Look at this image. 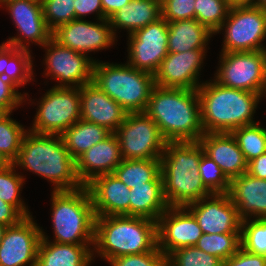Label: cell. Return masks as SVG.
<instances>
[{"instance_id": "6da1fadb", "label": "cell", "mask_w": 266, "mask_h": 266, "mask_svg": "<svg viewBox=\"0 0 266 266\" xmlns=\"http://www.w3.org/2000/svg\"><path fill=\"white\" fill-rule=\"evenodd\" d=\"M145 112L167 142H196L204 134L197 89L155 85Z\"/></svg>"}, {"instance_id": "7a4b0ae2", "label": "cell", "mask_w": 266, "mask_h": 266, "mask_svg": "<svg viewBox=\"0 0 266 266\" xmlns=\"http://www.w3.org/2000/svg\"><path fill=\"white\" fill-rule=\"evenodd\" d=\"M14 166L29 170L53 184V191L75 190L83 185L60 134H38L27 131L22 139ZM55 186V187H54Z\"/></svg>"}, {"instance_id": "3957f363", "label": "cell", "mask_w": 266, "mask_h": 266, "mask_svg": "<svg viewBox=\"0 0 266 266\" xmlns=\"http://www.w3.org/2000/svg\"><path fill=\"white\" fill-rule=\"evenodd\" d=\"M197 90L204 133H231L257 123L253 117L262 100L261 94L228 88L214 79L202 82Z\"/></svg>"}, {"instance_id": "277c9868", "label": "cell", "mask_w": 266, "mask_h": 266, "mask_svg": "<svg viewBox=\"0 0 266 266\" xmlns=\"http://www.w3.org/2000/svg\"><path fill=\"white\" fill-rule=\"evenodd\" d=\"M203 152L198 141L167 142L160 161L169 207H186L212 194L202 183L198 169Z\"/></svg>"}, {"instance_id": "5b68a950", "label": "cell", "mask_w": 266, "mask_h": 266, "mask_svg": "<svg viewBox=\"0 0 266 266\" xmlns=\"http://www.w3.org/2000/svg\"><path fill=\"white\" fill-rule=\"evenodd\" d=\"M157 247L156 221L126 215L95 217L93 260L98 255L108 262L124 255L150 252Z\"/></svg>"}, {"instance_id": "8992f818", "label": "cell", "mask_w": 266, "mask_h": 266, "mask_svg": "<svg viewBox=\"0 0 266 266\" xmlns=\"http://www.w3.org/2000/svg\"><path fill=\"white\" fill-rule=\"evenodd\" d=\"M51 202L52 242L94 245L95 214L88 188L54 190Z\"/></svg>"}, {"instance_id": "52a82bcc", "label": "cell", "mask_w": 266, "mask_h": 266, "mask_svg": "<svg viewBox=\"0 0 266 266\" xmlns=\"http://www.w3.org/2000/svg\"><path fill=\"white\" fill-rule=\"evenodd\" d=\"M92 82L128 113L145 112L155 87L151 73L138 70L128 63L98 60L93 64Z\"/></svg>"}, {"instance_id": "ba28073f", "label": "cell", "mask_w": 266, "mask_h": 266, "mask_svg": "<svg viewBox=\"0 0 266 266\" xmlns=\"http://www.w3.org/2000/svg\"><path fill=\"white\" fill-rule=\"evenodd\" d=\"M214 80L222 86L266 95V50L221 52Z\"/></svg>"}, {"instance_id": "9c48e42d", "label": "cell", "mask_w": 266, "mask_h": 266, "mask_svg": "<svg viewBox=\"0 0 266 266\" xmlns=\"http://www.w3.org/2000/svg\"><path fill=\"white\" fill-rule=\"evenodd\" d=\"M220 31H225L221 52L266 50L265 43H262L266 40V9L233 6L215 34Z\"/></svg>"}, {"instance_id": "30bf717a", "label": "cell", "mask_w": 266, "mask_h": 266, "mask_svg": "<svg viewBox=\"0 0 266 266\" xmlns=\"http://www.w3.org/2000/svg\"><path fill=\"white\" fill-rule=\"evenodd\" d=\"M37 102L33 133L61 135L81 119L80 88L53 86Z\"/></svg>"}, {"instance_id": "8fae6325", "label": "cell", "mask_w": 266, "mask_h": 266, "mask_svg": "<svg viewBox=\"0 0 266 266\" xmlns=\"http://www.w3.org/2000/svg\"><path fill=\"white\" fill-rule=\"evenodd\" d=\"M114 133L123 159H160L167 144L146 112L128 113Z\"/></svg>"}, {"instance_id": "7c38bea8", "label": "cell", "mask_w": 266, "mask_h": 266, "mask_svg": "<svg viewBox=\"0 0 266 266\" xmlns=\"http://www.w3.org/2000/svg\"><path fill=\"white\" fill-rule=\"evenodd\" d=\"M43 48L46 49L44 75L57 81L54 87L80 88L92 82L94 62L89 57L60 45L53 38Z\"/></svg>"}, {"instance_id": "4fadbf2b", "label": "cell", "mask_w": 266, "mask_h": 266, "mask_svg": "<svg viewBox=\"0 0 266 266\" xmlns=\"http://www.w3.org/2000/svg\"><path fill=\"white\" fill-rule=\"evenodd\" d=\"M127 63L155 74L168 52V22L164 18L148 24L128 35Z\"/></svg>"}, {"instance_id": "5bb4252c", "label": "cell", "mask_w": 266, "mask_h": 266, "mask_svg": "<svg viewBox=\"0 0 266 266\" xmlns=\"http://www.w3.org/2000/svg\"><path fill=\"white\" fill-rule=\"evenodd\" d=\"M52 38L60 45L86 55L93 62L96 59L88 56V53L107 49L117 41L109 19L97 20L96 23L75 19L53 30Z\"/></svg>"}, {"instance_id": "9a60e30c", "label": "cell", "mask_w": 266, "mask_h": 266, "mask_svg": "<svg viewBox=\"0 0 266 266\" xmlns=\"http://www.w3.org/2000/svg\"><path fill=\"white\" fill-rule=\"evenodd\" d=\"M41 228L32 216L8 226L0 242V266H36Z\"/></svg>"}, {"instance_id": "2e32d148", "label": "cell", "mask_w": 266, "mask_h": 266, "mask_svg": "<svg viewBox=\"0 0 266 266\" xmlns=\"http://www.w3.org/2000/svg\"><path fill=\"white\" fill-rule=\"evenodd\" d=\"M9 11L17 36L7 39L6 44L18 49L30 50V42L43 46L52 38V31L48 28L43 16L42 4L33 0H15L4 4Z\"/></svg>"}, {"instance_id": "e0dca14e", "label": "cell", "mask_w": 266, "mask_h": 266, "mask_svg": "<svg viewBox=\"0 0 266 266\" xmlns=\"http://www.w3.org/2000/svg\"><path fill=\"white\" fill-rule=\"evenodd\" d=\"M202 233H241L242 219L228 193H212L186 206Z\"/></svg>"}, {"instance_id": "ac0fdd59", "label": "cell", "mask_w": 266, "mask_h": 266, "mask_svg": "<svg viewBox=\"0 0 266 266\" xmlns=\"http://www.w3.org/2000/svg\"><path fill=\"white\" fill-rule=\"evenodd\" d=\"M202 234L186 207H168L157 221L158 249L166 257L179 248L195 246Z\"/></svg>"}, {"instance_id": "d6986e66", "label": "cell", "mask_w": 266, "mask_h": 266, "mask_svg": "<svg viewBox=\"0 0 266 266\" xmlns=\"http://www.w3.org/2000/svg\"><path fill=\"white\" fill-rule=\"evenodd\" d=\"M206 53V49H194L180 53L169 52L154 74L155 85L198 89L202 84L199 82V75Z\"/></svg>"}, {"instance_id": "ffe728a7", "label": "cell", "mask_w": 266, "mask_h": 266, "mask_svg": "<svg viewBox=\"0 0 266 266\" xmlns=\"http://www.w3.org/2000/svg\"><path fill=\"white\" fill-rule=\"evenodd\" d=\"M80 98L81 119L104 126L112 133L119 128L128 114L93 82L80 87Z\"/></svg>"}, {"instance_id": "44dd1931", "label": "cell", "mask_w": 266, "mask_h": 266, "mask_svg": "<svg viewBox=\"0 0 266 266\" xmlns=\"http://www.w3.org/2000/svg\"><path fill=\"white\" fill-rule=\"evenodd\" d=\"M95 217L129 216L131 190L113 173L95 177L86 185Z\"/></svg>"}, {"instance_id": "7402d4cb", "label": "cell", "mask_w": 266, "mask_h": 266, "mask_svg": "<svg viewBox=\"0 0 266 266\" xmlns=\"http://www.w3.org/2000/svg\"><path fill=\"white\" fill-rule=\"evenodd\" d=\"M122 160L119 140L115 133H111L75 160L76 174L86 186L95 177L113 173Z\"/></svg>"}, {"instance_id": "603a6c76", "label": "cell", "mask_w": 266, "mask_h": 266, "mask_svg": "<svg viewBox=\"0 0 266 266\" xmlns=\"http://www.w3.org/2000/svg\"><path fill=\"white\" fill-rule=\"evenodd\" d=\"M228 194L242 220L266 218V179L243 173L230 181Z\"/></svg>"}, {"instance_id": "cb8c5ba5", "label": "cell", "mask_w": 266, "mask_h": 266, "mask_svg": "<svg viewBox=\"0 0 266 266\" xmlns=\"http://www.w3.org/2000/svg\"><path fill=\"white\" fill-rule=\"evenodd\" d=\"M198 142L230 181L247 172L248 162L231 133H204Z\"/></svg>"}, {"instance_id": "d4e9b609", "label": "cell", "mask_w": 266, "mask_h": 266, "mask_svg": "<svg viewBox=\"0 0 266 266\" xmlns=\"http://www.w3.org/2000/svg\"><path fill=\"white\" fill-rule=\"evenodd\" d=\"M91 248L93 245L51 242L41 227L36 266H90L93 261Z\"/></svg>"}, {"instance_id": "484cf974", "label": "cell", "mask_w": 266, "mask_h": 266, "mask_svg": "<svg viewBox=\"0 0 266 266\" xmlns=\"http://www.w3.org/2000/svg\"><path fill=\"white\" fill-rule=\"evenodd\" d=\"M129 216L147 218L158 221L169 207L163 188L160 173L153 181L130 188Z\"/></svg>"}, {"instance_id": "4316f807", "label": "cell", "mask_w": 266, "mask_h": 266, "mask_svg": "<svg viewBox=\"0 0 266 266\" xmlns=\"http://www.w3.org/2000/svg\"><path fill=\"white\" fill-rule=\"evenodd\" d=\"M161 18V0H131L110 18L113 33L126 29L127 34L147 26Z\"/></svg>"}, {"instance_id": "83f0119b", "label": "cell", "mask_w": 266, "mask_h": 266, "mask_svg": "<svg viewBox=\"0 0 266 266\" xmlns=\"http://www.w3.org/2000/svg\"><path fill=\"white\" fill-rule=\"evenodd\" d=\"M213 35L215 34L196 19L168 22V52L207 49L206 46Z\"/></svg>"}, {"instance_id": "f1b7e54d", "label": "cell", "mask_w": 266, "mask_h": 266, "mask_svg": "<svg viewBox=\"0 0 266 266\" xmlns=\"http://www.w3.org/2000/svg\"><path fill=\"white\" fill-rule=\"evenodd\" d=\"M30 50L18 49L4 42L0 45V75L17 88L31 82L34 77Z\"/></svg>"}, {"instance_id": "f546056e", "label": "cell", "mask_w": 266, "mask_h": 266, "mask_svg": "<svg viewBox=\"0 0 266 266\" xmlns=\"http://www.w3.org/2000/svg\"><path fill=\"white\" fill-rule=\"evenodd\" d=\"M111 133L112 132L104 126L80 119L65 130L61 134V137L65 144V148L68 150L71 157L76 160L89 148L103 141Z\"/></svg>"}, {"instance_id": "4dcf8cb0", "label": "cell", "mask_w": 266, "mask_h": 266, "mask_svg": "<svg viewBox=\"0 0 266 266\" xmlns=\"http://www.w3.org/2000/svg\"><path fill=\"white\" fill-rule=\"evenodd\" d=\"M160 173V159H123L113 171V174L128 188L145 185Z\"/></svg>"}, {"instance_id": "1f68e13d", "label": "cell", "mask_w": 266, "mask_h": 266, "mask_svg": "<svg viewBox=\"0 0 266 266\" xmlns=\"http://www.w3.org/2000/svg\"><path fill=\"white\" fill-rule=\"evenodd\" d=\"M15 168L13 163L0 168V199L13 205L24 217H29L32 215L20 195L25 178L16 173Z\"/></svg>"}, {"instance_id": "d6a6232c", "label": "cell", "mask_w": 266, "mask_h": 266, "mask_svg": "<svg viewBox=\"0 0 266 266\" xmlns=\"http://www.w3.org/2000/svg\"><path fill=\"white\" fill-rule=\"evenodd\" d=\"M260 124L258 121L231 132L247 162L266 153V128Z\"/></svg>"}, {"instance_id": "836d02e7", "label": "cell", "mask_w": 266, "mask_h": 266, "mask_svg": "<svg viewBox=\"0 0 266 266\" xmlns=\"http://www.w3.org/2000/svg\"><path fill=\"white\" fill-rule=\"evenodd\" d=\"M195 246L208 254L218 257L224 262L241 247V233H203Z\"/></svg>"}, {"instance_id": "e575fe53", "label": "cell", "mask_w": 266, "mask_h": 266, "mask_svg": "<svg viewBox=\"0 0 266 266\" xmlns=\"http://www.w3.org/2000/svg\"><path fill=\"white\" fill-rule=\"evenodd\" d=\"M12 112L0 118V151L12 163L18 156L22 139L28 129L10 117Z\"/></svg>"}, {"instance_id": "d590c367", "label": "cell", "mask_w": 266, "mask_h": 266, "mask_svg": "<svg viewBox=\"0 0 266 266\" xmlns=\"http://www.w3.org/2000/svg\"><path fill=\"white\" fill-rule=\"evenodd\" d=\"M195 19L216 33L228 16L231 6L225 0H195Z\"/></svg>"}, {"instance_id": "8d00e7d4", "label": "cell", "mask_w": 266, "mask_h": 266, "mask_svg": "<svg viewBox=\"0 0 266 266\" xmlns=\"http://www.w3.org/2000/svg\"><path fill=\"white\" fill-rule=\"evenodd\" d=\"M241 247L248 252L266 256V218L242 220Z\"/></svg>"}, {"instance_id": "74e56055", "label": "cell", "mask_w": 266, "mask_h": 266, "mask_svg": "<svg viewBox=\"0 0 266 266\" xmlns=\"http://www.w3.org/2000/svg\"><path fill=\"white\" fill-rule=\"evenodd\" d=\"M167 266H224V262L196 246H189L173 251L167 257Z\"/></svg>"}, {"instance_id": "f35d334b", "label": "cell", "mask_w": 266, "mask_h": 266, "mask_svg": "<svg viewBox=\"0 0 266 266\" xmlns=\"http://www.w3.org/2000/svg\"><path fill=\"white\" fill-rule=\"evenodd\" d=\"M41 4L43 16L51 31L75 20V0H41Z\"/></svg>"}, {"instance_id": "ab89813d", "label": "cell", "mask_w": 266, "mask_h": 266, "mask_svg": "<svg viewBox=\"0 0 266 266\" xmlns=\"http://www.w3.org/2000/svg\"><path fill=\"white\" fill-rule=\"evenodd\" d=\"M202 183L211 193H228L230 180L225 176L218 164L204 152L199 164Z\"/></svg>"}, {"instance_id": "60d3db41", "label": "cell", "mask_w": 266, "mask_h": 266, "mask_svg": "<svg viewBox=\"0 0 266 266\" xmlns=\"http://www.w3.org/2000/svg\"><path fill=\"white\" fill-rule=\"evenodd\" d=\"M107 263L111 266H167V257L157 247L146 253L120 256Z\"/></svg>"}, {"instance_id": "b9f144b4", "label": "cell", "mask_w": 266, "mask_h": 266, "mask_svg": "<svg viewBox=\"0 0 266 266\" xmlns=\"http://www.w3.org/2000/svg\"><path fill=\"white\" fill-rule=\"evenodd\" d=\"M195 0H161V17L167 22L195 19Z\"/></svg>"}, {"instance_id": "7bdbcfd3", "label": "cell", "mask_w": 266, "mask_h": 266, "mask_svg": "<svg viewBox=\"0 0 266 266\" xmlns=\"http://www.w3.org/2000/svg\"><path fill=\"white\" fill-rule=\"evenodd\" d=\"M28 93L21 94L17 87L0 75V108L5 112H13L28 99Z\"/></svg>"}, {"instance_id": "ee69618b", "label": "cell", "mask_w": 266, "mask_h": 266, "mask_svg": "<svg viewBox=\"0 0 266 266\" xmlns=\"http://www.w3.org/2000/svg\"><path fill=\"white\" fill-rule=\"evenodd\" d=\"M224 266H266V256L248 252L240 247L224 261Z\"/></svg>"}, {"instance_id": "f6af8a7d", "label": "cell", "mask_w": 266, "mask_h": 266, "mask_svg": "<svg viewBox=\"0 0 266 266\" xmlns=\"http://www.w3.org/2000/svg\"><path fill=\"white\" fill-rule=\"evenodd\" d=\"M75 19H83L88 14H96L97 20L104 19L101 0H75Z\"/></svg>"}, {"instance_id": "bcb514c9", "label": "cell", "mask_w": 266, "mask_h": 266, "mask_svg": "<svg viewBox=\"0 0 266 266\" xmlns=\"http://www.w3.org/2000/svg\"><path fill=\"white\" fill-rule=\"evenodd\" d=\"M25 218L13 205L0 199V223L5 226H14Z\"/></svg>"}, {"instance_id": "7dc6e473", "label": "cell", "mask_w": 266, "mask_h": 266, "mask_svg": "<svg viewBox=\"0 0 266 266\" xmlns=\"http://www.w3.org/2000/svg\"><path fill=\"white\" fill-rule=\"evenodd\" d=\"M246 173L259 179H266V153L249 161Z\"/></svg>"}, {"instance_id": "c3c4849f", "label": "cell", "mask_w": 266, "mask_h": 266, "mask_svg": "<svg viewBox=\"0 0 266 266\" xmlns=\"http://www.w3.org/2000/svg\"><path fill=\"white\" fill-rule=\"evenodd\" d=\"M130 1L131 0H101L104 19H109L116 11L126 4H129Z\"/></svg>"}, {"instance_id": "681fc988", "label": "cell", "mask_w": 266, "mask_h": 266, "mask_svg": "<svg viewBox=\"0 0 266 266\" xmlns=\"http://www.w3.org/2000/svg\"><path fill=\"white\" fill-rule=\"evenodd\" d=\"M231 7L233 6H254V0H225Z\"/></svg>"}, {"instance_id": "f907efd6", "label": "cell", "mask_w": 266, "mask_h": 266, "mask_svg": "<svg viewBox=\"0 0 266 266\" xmlns=\"http://www.w3.org/2000/svg\"><path fill=\"white\" fill-rule=\"evenodd\" d=\"M11 162L0 151V168L9 165Z\"/></svg>"}, {"instance_id": "816d5d0a", "label": "cell", "mask_w": 266, "mask_h": 266, "mask_svg": "<svg viewBox=\"0 0 266 266\" xmlns=\"http://www.w3.org/2000/svg\"><path fill=\"white\" fill-rule=\"evenodd\" d=\"M254 6L266 9V0H254Z\"/></svg>"}, {"instance_id": "f5cc1de1", "label": "cell", "mask_w": 266, "mask_h": 266, "mask_svg": "<svg viewBox=\"0 0 266 266\" xmlns=\"http://www.w3.org/2000/svg\"><path fill=\"white\" fill-rule=\"evenodd\" d=\"M6 228H7V226H5L4 224L0 223V242H1L2 238H3V235H4V232H5Z\"/></svg>"}, {"instance_id": "db71d44e", "label": "cell", "mask_w": 266, "mask_h": 266, "mask_svg": "<svg viewBox=\"0 0 266 266\" xmlns=\"http://www.w3.org/2000/svg\"><path fill=\"white\" fill-rule=\"evenodd\" d=\"M11 1H15V0H0V5H1V7H2V5H4L5 3H7V2H11ZM33 1L41 2V0H33Z\"/></svg>"}, {"instance_id": "11a10c76", "label": "cell", "mask_w": 266, "mask_h": 266, "mask_svg": "<svg viewBox=\"0 0 266 266\" xmlns=\"http://www.w3.org/2000/svg\"><path fill=\"white\" fill-rule=\"evenodd\" d=\"M5 114V112L0 108V118Z\"/></svg>"}]
</instances>
